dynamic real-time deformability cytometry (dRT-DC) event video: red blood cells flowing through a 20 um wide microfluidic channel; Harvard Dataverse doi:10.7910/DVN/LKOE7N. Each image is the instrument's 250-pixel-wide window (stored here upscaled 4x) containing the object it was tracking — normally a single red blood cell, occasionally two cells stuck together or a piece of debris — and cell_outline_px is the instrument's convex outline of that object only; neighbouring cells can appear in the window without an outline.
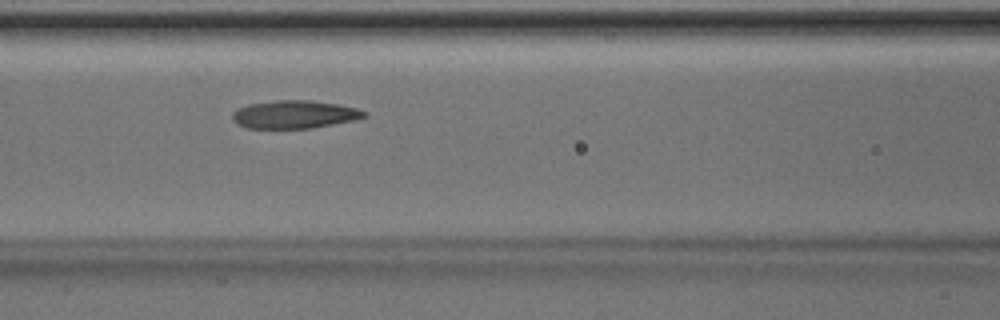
{"species": "Egyptian fruit bat (a non-hibernating species)", "species_latin": "Rousettus aegyptiacus", "temperature_condition": "room temperature", "stored_images_in_passage": 37, "camera_frame_rate_fps": 3000, "um_per_image_px": 0.085, "animal": {"sex": "male"}, "frame": {"image": 1, "passage_image": 10, "time_ms": 3.0, "image_size_px": [1000, 320], "cell_outline_px": [[368, 116], [356, 120], [308, 128], [248, 128], [236, 124], [232, 120], [232, 112], [248, 104], [276, 100], [308, 100], [336, 104], [356, 108], [368, 112]], "centroid_in_image_um": [25.03, 9.72], "position_along_channel_um": 141.6, "area_um2": 21.44}}
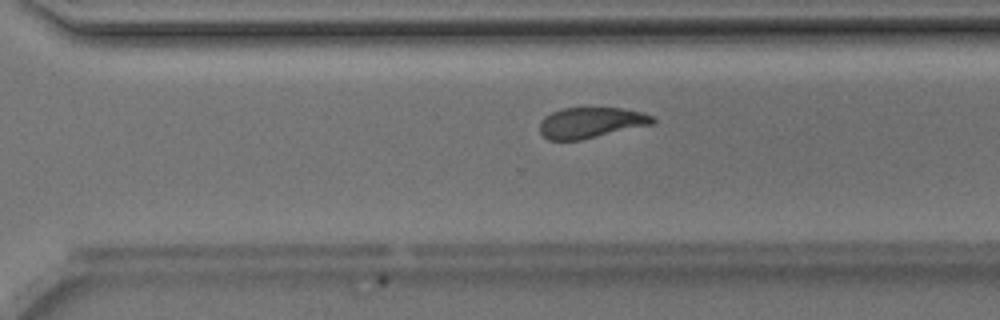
{"frame": {"image": 2, "passage_image": 23, "time_ms": 7.333, "image_size_px": [1000, 320], "cell_outline_px": [[656, 120], [652, 124], [580, 140], [548, 140], [540, 132], [540, 120], [544, 116], [560, 108], [624, 108], [644, 112], [652, 116]], "centroid_in_image_um": [50.21, 10.41], "position_along_channel_um": 320.4, "area_um2": 20.23}}
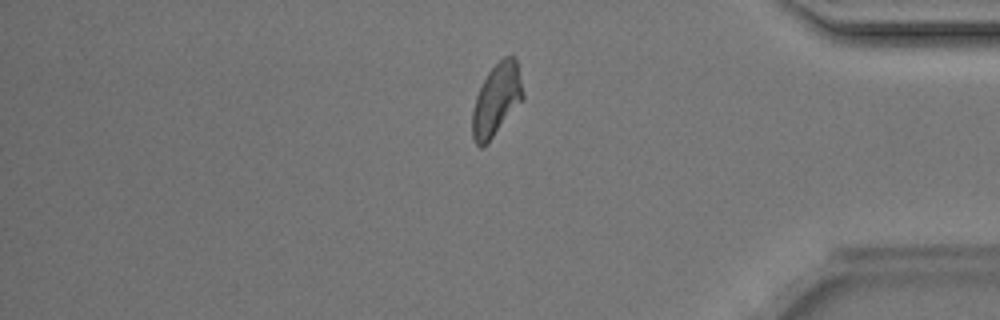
{"frame": {"image": 3, "passage_image": 30, "time_ms": 9.667, "image_size_px": [1000, 320], "cell_outline_px": [[524, 100], [488, 144], [480, 148], [472, 140], [472, 112], [476, 96], [488, 72], [504, 56], [516, 56], [524, 96]], "centroid_in_image_um": [42.21, 8.53], "position_along_channel_um": 393.0, "area_um2": 21.56}}